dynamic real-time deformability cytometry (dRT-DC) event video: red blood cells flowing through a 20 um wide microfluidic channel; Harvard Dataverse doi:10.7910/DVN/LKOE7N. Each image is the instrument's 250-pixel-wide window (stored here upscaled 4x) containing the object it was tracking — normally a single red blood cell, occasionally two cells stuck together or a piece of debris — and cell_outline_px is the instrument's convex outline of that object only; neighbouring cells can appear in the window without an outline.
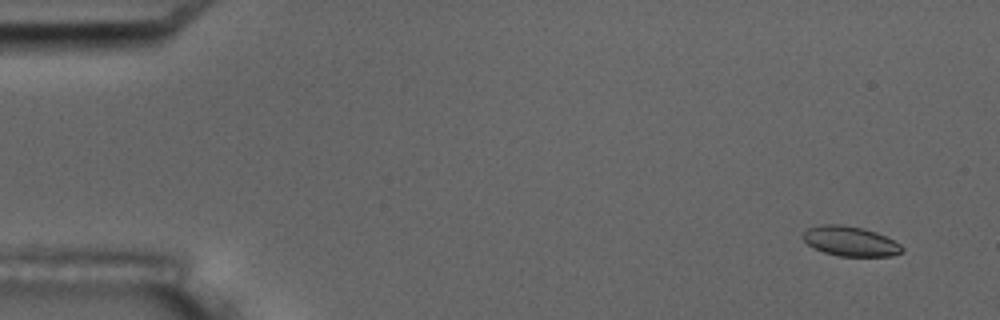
{"species": "common noctule bat (a hibernating species)", "species_latin": "Nyctalus noctula", "temperature_condition": "room temperature", "stored_images_in_passage": 6, "camera_frame_rate_fps": 3000, "um_per_image_px": 0.085, "animal": {"sex": "male", "body_mass_g": 17.5, "forearm_length_mm": 52.3}, "frame": {"image": 1, "passage_image": 2, "time_ms": 1.0, "image_size_px": [1000, 320], "cell_outline_px": [[904, 252], [892, 256], [840, 256], [824, 252], [808, 244], [800, 236], [808, 228], [820, 224], [840, 224], [864, 228], [876, 232], [900, 244], [904, 248]], "centroid_in_image_um": [72.28, 20.5], "position_along_channel_um": 12.7, "area_um2": 17.22}}